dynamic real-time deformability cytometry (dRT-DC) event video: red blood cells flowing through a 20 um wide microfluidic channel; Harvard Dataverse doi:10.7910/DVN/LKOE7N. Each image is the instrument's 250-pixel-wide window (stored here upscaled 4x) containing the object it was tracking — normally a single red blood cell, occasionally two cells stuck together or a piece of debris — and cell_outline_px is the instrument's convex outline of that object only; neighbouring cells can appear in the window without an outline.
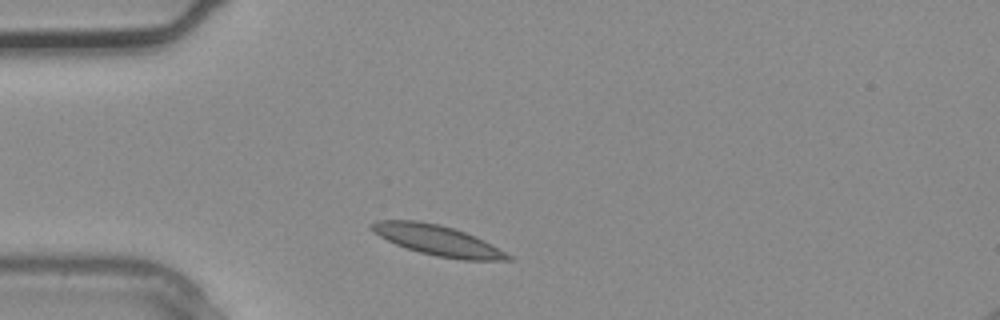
{"species": "common noctule bat (a hibernating species)", "species_latin": "Nyctalus noctula", "temperature_condition": "warm", "stored_images_in_passage": 1, "camera_frame_rate_fps": 3000, "um_per_image_px": 0.085, "animal": {"sex": "male", "body_mass_g": 20.4}, "frame": {"image": 1, "passage_image": 1, "time_ms": 0.0, "image_size_px": [1000, 320], "cell_outline_px": [[516, 260], [460, 260], [436, 256], [420, 252], [396, 244], [380, 236], [368, 224], [376, 220], [416, 220], [440, 224], [464, 232], [484, 240], [512, 256]], "centroid_in_image_um": [37.22, 20.43], "position_along_channel_um": 47.8, "area_um2": 23.81}}